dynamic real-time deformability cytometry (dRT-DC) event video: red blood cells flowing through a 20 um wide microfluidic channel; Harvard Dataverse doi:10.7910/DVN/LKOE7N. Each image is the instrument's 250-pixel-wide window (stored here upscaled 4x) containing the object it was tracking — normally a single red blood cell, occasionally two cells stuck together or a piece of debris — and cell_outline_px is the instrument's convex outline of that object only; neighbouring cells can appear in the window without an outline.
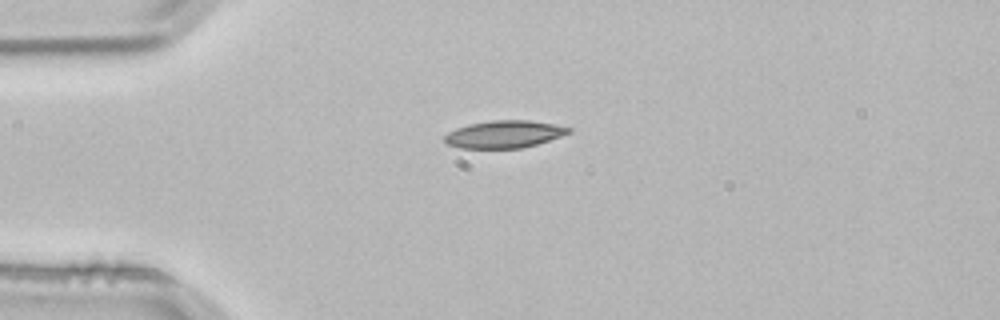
{"species": "common noctule bat (a hibernating species)", "species_latin": "Nyctalus noctula", "temperature_condition": "room temperature", "stored_images_in_passage": 3, "camera_frame_rate_fps": 3000, "um_per_image_px": 0.085, "animal": {"sex": "male", "body_mass_g": 21.5, "forearm_length_mm": 52.0}, "frame": {"image": 1, "passage_image": 3, "time_ms": 0.667, "image_size_px": [1000, 320], "cell_outline_px": [[572, 132], [536, 144], [520, 148], [460, 148], [448, 144], [444, 140], [444, 136], [448, 132], [456, 128], [468, 124], [492, 120], [528, 120], [552, 124], [572, 128]], "centroid_in_image_um": [42.83, 11.4], "position_along_channel_um": 42.2, "area_um2": 19.65}}